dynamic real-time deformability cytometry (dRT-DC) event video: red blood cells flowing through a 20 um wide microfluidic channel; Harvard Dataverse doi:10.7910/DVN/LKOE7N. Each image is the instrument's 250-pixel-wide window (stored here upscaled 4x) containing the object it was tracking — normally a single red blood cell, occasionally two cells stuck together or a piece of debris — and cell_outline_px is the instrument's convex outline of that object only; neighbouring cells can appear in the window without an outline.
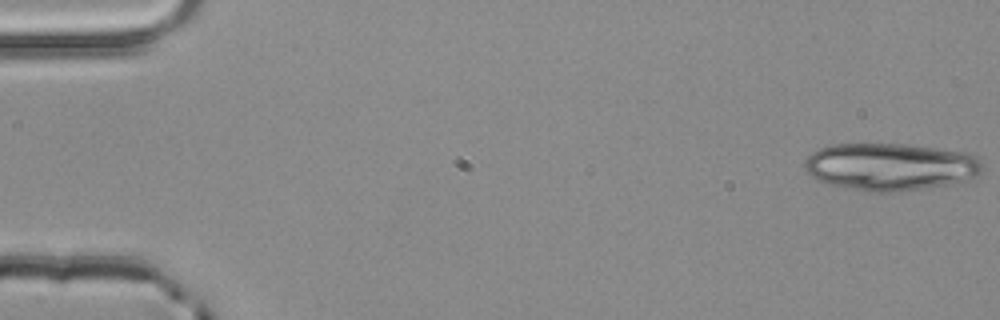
{"species": "common noctule bat (a hibernating species)", "species_latin": "Nyctalus noctula", "temperature_condition": "room temperature", "stored_images_in_passage": 4, "camera_frame_rate_fps": 3000, "um_per_image_px": 0.085, "animal": {"sex": "male", "body_mass_g": 20.4}, "frame": {"image": 1, "passage_image": 1, "time_ms": 0.0, "image_size_px": [1000, 320], "cell_outline_px": [[984, 164], [980, 172], [976, 176], [968, 180], [924, 188], [900, 192], [868, 192], [832, 184], [820, 180], [812, 176], [804, 168], [804, 164], [808, 156], [812, 152], [820, 148], [832, 144], [912, 144], [968, 152], [976, 156]], "centroid_in_image_um": [75.73, 14.16], "position_along_channel_um": 9.3, "area_um2": 49.25}}